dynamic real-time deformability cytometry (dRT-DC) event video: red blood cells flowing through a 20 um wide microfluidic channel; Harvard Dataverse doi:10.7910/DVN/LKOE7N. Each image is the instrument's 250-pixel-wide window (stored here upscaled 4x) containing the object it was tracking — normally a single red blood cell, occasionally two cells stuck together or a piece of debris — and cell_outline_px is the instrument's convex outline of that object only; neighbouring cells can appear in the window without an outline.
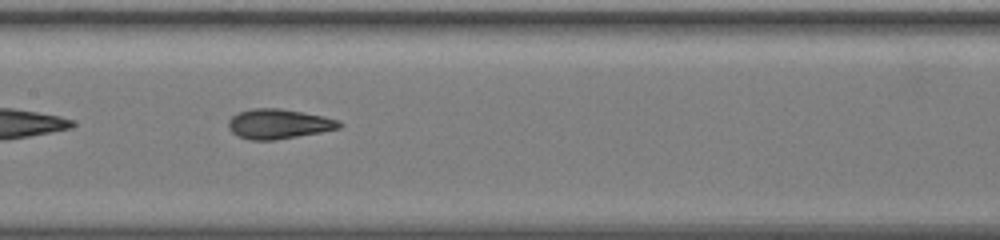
{"species": "common noctule bat (a hibernating species)", "species_latin": "Nyctalus noctula", "temperature_condition": "warm", "stored_images_in_passage": 41, "camera_frame_rate_fps": 3000, "um_per_image_px": 0.085, "animal": {"sex": "female", "body_mass_g": 19.5, "forearm_length_mm": 54.1}, "frame": {"image": 1, "passage_image": 12, "time_ms": 3.667, "image_size_px": [1000, 240], "cell_outline_px": [[344, 124], [340, 128], [320, 132], [276, 140], [248, 140], [232, 132], [228, 128], [228, 120], [236, 112], [252, 108], [280, 108], [324, 116], [340, 120]], "centroid_in_image_um": [23.68, 10.52], "position_along_channel_um": 183.7, "area_um2": 19.42}, "authors_computed_cell_mechanics": {"area_um2": 19.074, "velocity_mm_per_s": 3.4027, "shape_relaxation_time_tau1_ms": null, "shape_relaxation_time_tau2_ms": 1.2905, "deformation_change_tau1": null, "deformation_change_tau2": 0.087}}